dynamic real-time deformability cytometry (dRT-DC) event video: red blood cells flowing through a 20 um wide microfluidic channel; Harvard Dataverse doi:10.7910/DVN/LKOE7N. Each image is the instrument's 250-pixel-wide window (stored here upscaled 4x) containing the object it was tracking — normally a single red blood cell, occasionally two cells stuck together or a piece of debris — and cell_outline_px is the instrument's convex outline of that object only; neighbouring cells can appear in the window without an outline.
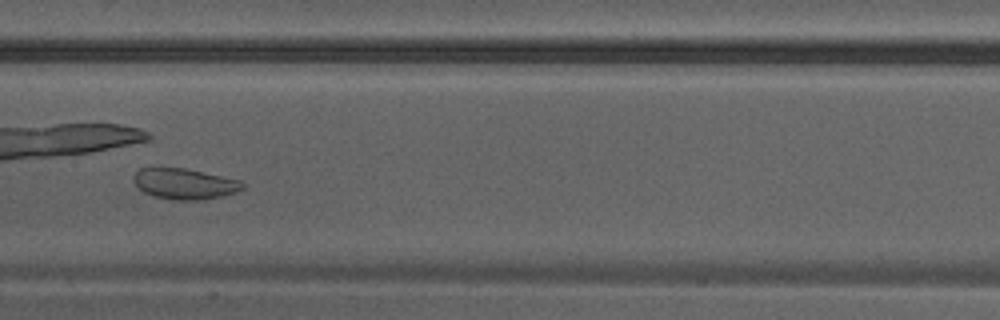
{"species": "Egyptian fruit bat (a non-hibernating species)", "species_latin": "Rousettus aegyptiacus", "temperature_condition": "warm", "stored_images_in_passage": 37, "camera_frame_rate_fps": 3000, "um_per_image_px": 0.085, "animal": {"sex": "male"}, "frame": {"image": 1, "passage_image": 16, "time_ms": 5.0, "image_size_px": [1000, 320], "cell_outline_px": [[244, 188], [236, 192], [220, 196], [200, 200], [172, 200], [152, 196], [144, 192], [132, 180], [132, 176], [140, 168], [184, 168], [240, 180], [244, 184]], "centroid_in_image_um": [15.66, 15.63], "position_along_channel_um": 191.7, "area_um2": 19.42}}